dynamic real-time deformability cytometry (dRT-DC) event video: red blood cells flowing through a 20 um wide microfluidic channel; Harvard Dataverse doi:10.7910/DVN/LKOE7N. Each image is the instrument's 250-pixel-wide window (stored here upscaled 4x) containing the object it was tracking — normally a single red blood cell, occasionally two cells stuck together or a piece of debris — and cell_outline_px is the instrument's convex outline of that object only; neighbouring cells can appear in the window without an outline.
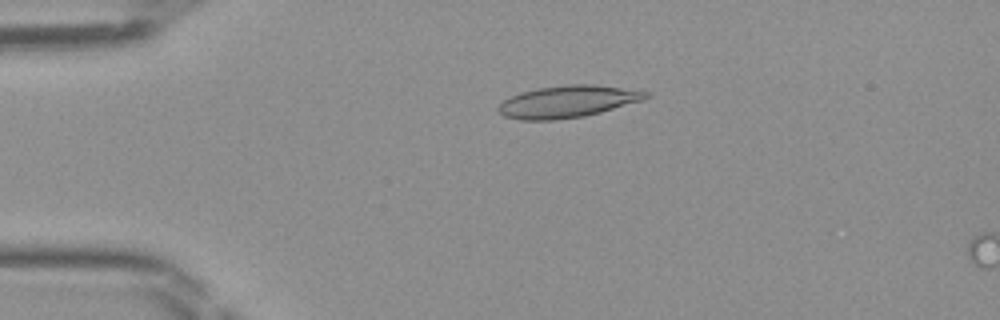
{"species": "Egyptian fruit bat (a non-hibernating species)", "species_latin": "Rousettus aegyptiacus", "temperature_condition": "room temperature", "stored_images_in_passage": 11, "camera_frame_rate_fps": 3000, "um_per_image_px": 0.085, "frame": {"image": 1, "passage_image": 10, "time_ms": 3.0, "image_size_px": [1000, 320], "cell_outline_px": [[652, 96], [644, 100], [600, 112], [584, 116], [552, 120], [520, 120], [504, 116], [496, 108], [504, 100], [520, 92], [540, 88], [568, 84], [592, 84], [648, 92]], "centroid_in_image_um": [48.25, 8.64], "position_along_channel_um": 36.8, "area_um2": 27.28}}